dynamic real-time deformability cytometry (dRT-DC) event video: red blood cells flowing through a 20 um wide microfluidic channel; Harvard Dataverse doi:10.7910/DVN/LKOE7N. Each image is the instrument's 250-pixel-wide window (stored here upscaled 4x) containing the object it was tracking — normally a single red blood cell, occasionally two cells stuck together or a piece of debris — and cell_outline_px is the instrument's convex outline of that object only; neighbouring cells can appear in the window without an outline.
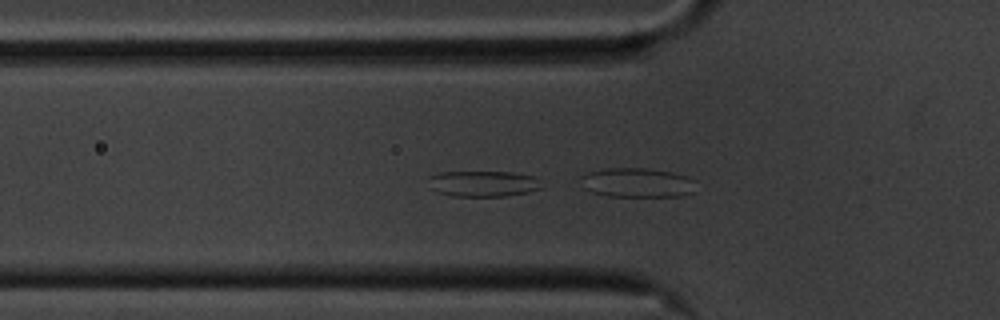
{"species": "common noctule bat (a hibernating species)", "species_latin": "Nyctalus noctula", "temperature_condition": "cold", "stored_images_in_passage": 28, "camera_frame_rate_fps": 3000, "um_per_image_px": 0.085, "animal": {"sex": "male", "body_mass_g": 20.1, "forearm_length_mm": 53.5}, "frame": {"image": 1, "passage_image": 18, "time_ms": 5.667, "image_size_px": [1000, 320], "cell_outline_px": [[544, 188], [528, 192], [504, 196], [452, 196], [428, 188], [428, 176], [440, 172], [512, 172], [536, 176]], "centroid_in_image_um": [41.07, 15.61], "position_along_channel_um": 84.7, "area_um2": 17.28}}